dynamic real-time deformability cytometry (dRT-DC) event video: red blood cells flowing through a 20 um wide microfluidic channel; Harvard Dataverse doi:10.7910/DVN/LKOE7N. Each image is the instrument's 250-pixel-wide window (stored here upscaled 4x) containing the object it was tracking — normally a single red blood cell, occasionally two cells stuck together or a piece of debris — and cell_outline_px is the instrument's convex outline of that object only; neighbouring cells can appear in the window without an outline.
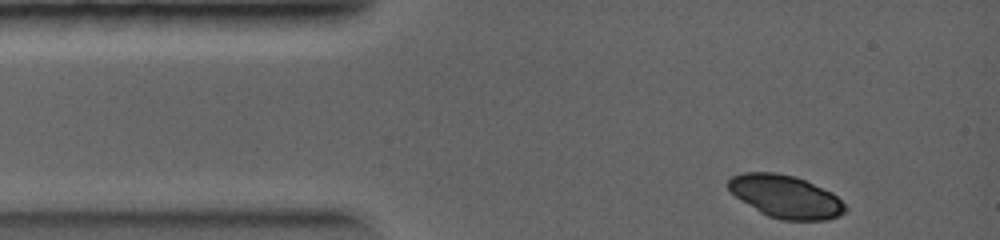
{"species": "common noctule bat (a hibernating species)", "species_latin": "Nyctalus noctula", "temperature_condition": "warm", "stored_images_in_passage": 3, "camera_frame_rate_fps": 5000, "um_per_image_px": 0.085, "animal": {"sex": "female", "body_mass_g": 19.0, "forearm_length_mm": 56.7}, "frame": {"image": 1, "passage_image": 1, "time_ms": 0.0, "image_size_px": [1000, 240], "cell_outline_px": [[848, 208], [844, 212], [828, 220], [784, 220], [768, 216], [760, 212], [740, 200], [724, 184], [732, 176], [740, 172], [776, 172], [796, 176], [832, 192]], "centroid_in_image_um": [66.74, 16.69], "position_along_channel_um": 18.3, "area_um2": 29.19}}